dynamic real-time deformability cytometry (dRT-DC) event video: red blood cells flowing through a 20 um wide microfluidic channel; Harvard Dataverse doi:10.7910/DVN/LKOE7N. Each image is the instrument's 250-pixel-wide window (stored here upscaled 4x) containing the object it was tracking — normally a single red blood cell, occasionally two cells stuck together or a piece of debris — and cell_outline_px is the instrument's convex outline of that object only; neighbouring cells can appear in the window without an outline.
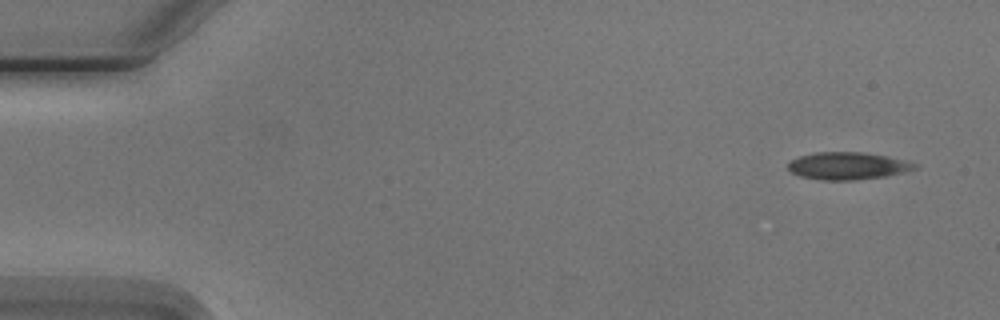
{"species": "Egyptian fruit bat (a non-hibernating species)", "species_latin": "Rousettus aegyptiacus", "temperature_condition": "cold", "stored_images_in_passage": 7, "camera_frame_rate_fps": 3000, "um_per_image_px": 0.085, "animal": {"sex": "male"}, "frame": {"image": 1, "passage_image": 1, "time_ms": 0.0, "image_size_px": [1000, 320], "cell_outline_px": [[916, 168], [884, 176], [852, 180], [824, 180], [800, 176], [792, 172], [788, 168], [788, 164], [792, 160], [800, 156], [816, 152], [864, 152], [888, 156], [916, 164]], "centroid_in_image_um": [72.0, 14.09], "position_along_channel_um": 13.0, "area_um2": 19.77}}
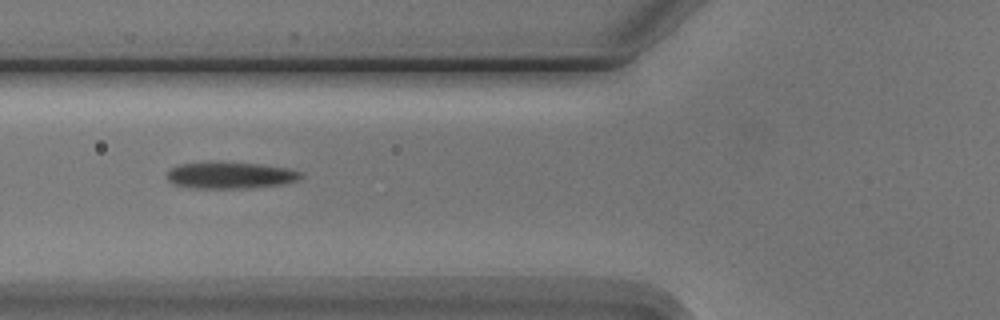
{"frame": {"image": 2, "passage_image": 5, "time_ms": 5.667, "image_size_px": [1000, 320], "cell_outline_px": [[304, 176], [300, 180], [284, 184], [248, 188], [196, 188], [172, 184], [168, 180], [168, 172], [176, 164], [260, 164], [288, 168], [304, 172]], "centroid_in_image_um": [19.68, 14.93], "position_along_channel_um": 106.1, "area_um2": 20.23}}
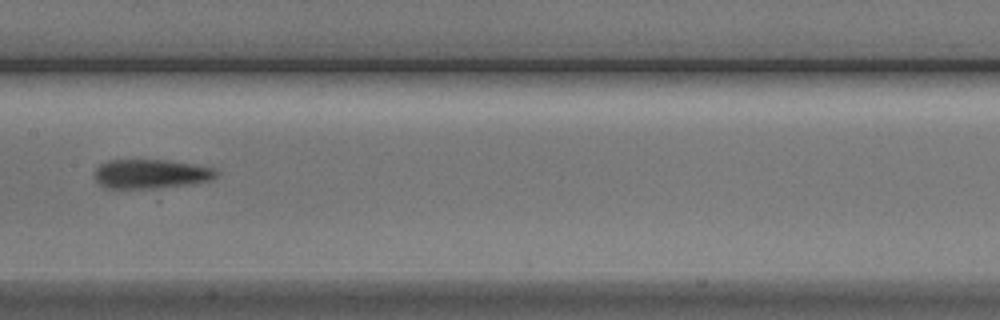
{"frame": {"image": 3, "passage_image": 7, "time_ms": 8.0, "image_size_px": [1000, 320], "cell_outline_px": [[220, 172], [212, 180], [192, 184], [156, 188], [104, 188], [96, 180], [96, 168], [100, 164], [108, 160], [164, 160], [192, 164], [216, 168]], "centroid_in_image_um": [12.87, 14.78], "position_along_channel_um": 194.5, "area_um2": 20.75}}